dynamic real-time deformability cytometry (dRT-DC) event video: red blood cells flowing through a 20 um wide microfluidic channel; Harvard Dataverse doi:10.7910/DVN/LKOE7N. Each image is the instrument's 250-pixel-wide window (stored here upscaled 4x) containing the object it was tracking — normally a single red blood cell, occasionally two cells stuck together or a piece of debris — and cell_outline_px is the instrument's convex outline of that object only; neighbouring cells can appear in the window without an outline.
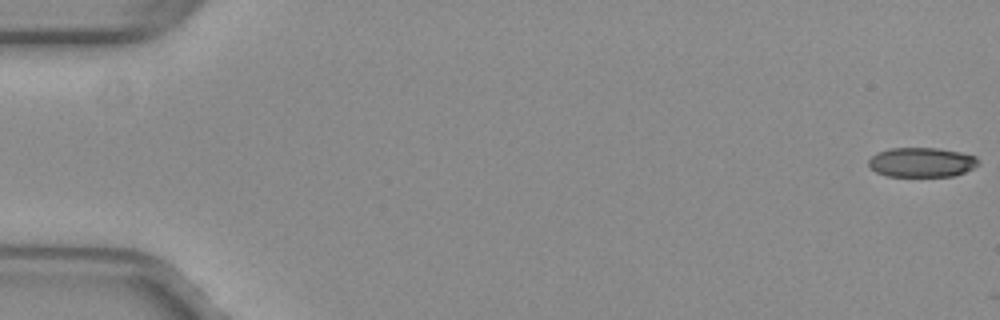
{"species": "common noctule bat (a hibernating species)", "species_latin": "Nyctalus noctula", "temperature_condition": "warm", "stored_images_in_passage": 2, "camera_frame_rate_fps": 3000, "um_per_image_px": 0.085, "animal": {"sex": "female", "body_mass_g": 29.2, "forearm_length_mm": 56.3}, "frame": {"image": 1, "passage_image": 1, "time_ms": 0.0, "image_size_px": [1000, 320], "cell_outline_px": [[980, 164], [964, 172], [952, 176], [888, 176], [876, 172], [868, 164], [868, 160], [876, 152], [892, 148], [936, 148], [960, 152], [976, 156]], "centroid_in_image_um": [78.34, 13.79], "position_along_channel_um": 6.7, "area_um2": 18.84}}